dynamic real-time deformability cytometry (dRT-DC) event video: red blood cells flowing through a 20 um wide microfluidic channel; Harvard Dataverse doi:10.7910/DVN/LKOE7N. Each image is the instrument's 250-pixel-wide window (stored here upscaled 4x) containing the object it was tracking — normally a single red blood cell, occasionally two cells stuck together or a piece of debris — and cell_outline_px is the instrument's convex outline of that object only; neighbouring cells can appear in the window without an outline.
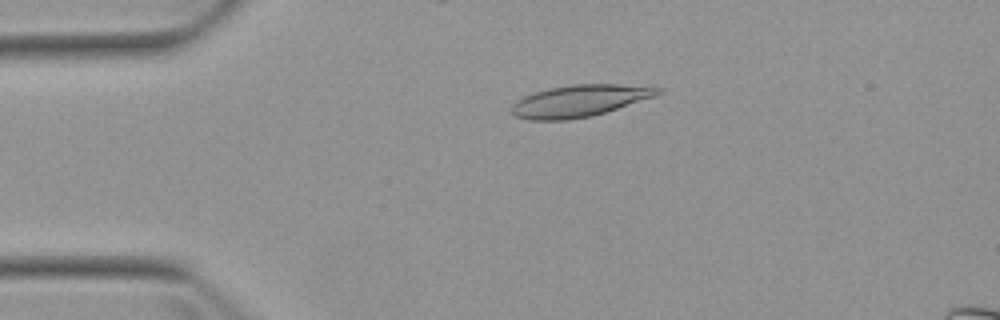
{"species": "Egyptian fruit bat (a non-hibernating species)", "species_latin": "Rousettus aegyptiacus", "temperature_condition": "warm", "stored_images_in_passage": 5, "camera_frame_rate_fps": 3000, "um_per_image_px": 0.085, "animal": {"sex": "female"}, "frame": {"image": 1, "passage_image": 3, "time_ms": 2.333, "image_size_px": [1000, 320], "cell_outline_px": [[664, 92], [656, 96], [592, 116], [568, 120], [528, 120], [516, 116], [512, 112], [512, 104], [516, 100], [524, 96], [548, 88], [572, 84], [620, 84], [664, 88]], "centroid_in_image_um": [49.28, 8.57], "position_along_channel_um": 35.7, "area_um2": 27.17}}